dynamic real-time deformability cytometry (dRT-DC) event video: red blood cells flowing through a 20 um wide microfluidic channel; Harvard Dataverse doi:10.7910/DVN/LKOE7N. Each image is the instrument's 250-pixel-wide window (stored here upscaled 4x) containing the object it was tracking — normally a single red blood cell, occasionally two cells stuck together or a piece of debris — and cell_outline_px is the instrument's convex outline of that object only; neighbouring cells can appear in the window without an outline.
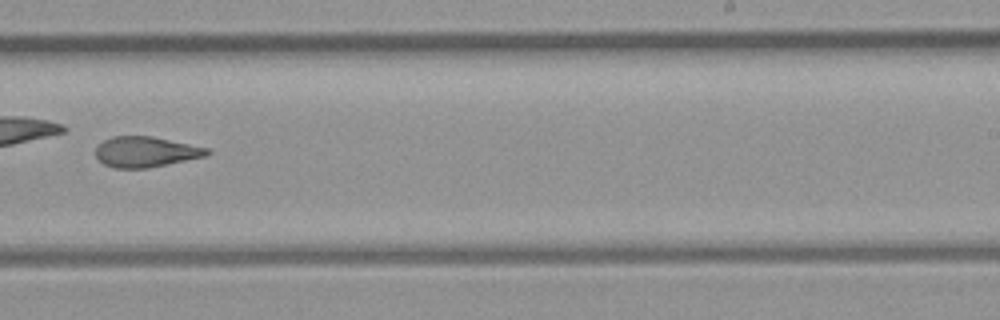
{"species": "common noctule bat (a hibernating species)", "species_latin": "Nyctalus noctula", "temperature_condition": "room temperature", "stored_images_in_passage": 26, "camera_frame_rate_fps": 3000, "um_per_image_px": 0.085, "animal": {"sex": "female", "body_mass_g": 21.9}, "frame": {"image": 1, "passage_image": 15, "time_ms": 4.667, "image_size_px": [1000, 320], "cell_outline_px": [[212, 152], [208, 156], [148, 168], [112, 168], [104, 164], [96, 156], [96, 148], [104, 140], [112, 136], [152, 136], [208, 148]], "centroid_in_image_um": [12.41, 12.91], "position_along_channel_um": 276.6, "area_um2": 19.83}}